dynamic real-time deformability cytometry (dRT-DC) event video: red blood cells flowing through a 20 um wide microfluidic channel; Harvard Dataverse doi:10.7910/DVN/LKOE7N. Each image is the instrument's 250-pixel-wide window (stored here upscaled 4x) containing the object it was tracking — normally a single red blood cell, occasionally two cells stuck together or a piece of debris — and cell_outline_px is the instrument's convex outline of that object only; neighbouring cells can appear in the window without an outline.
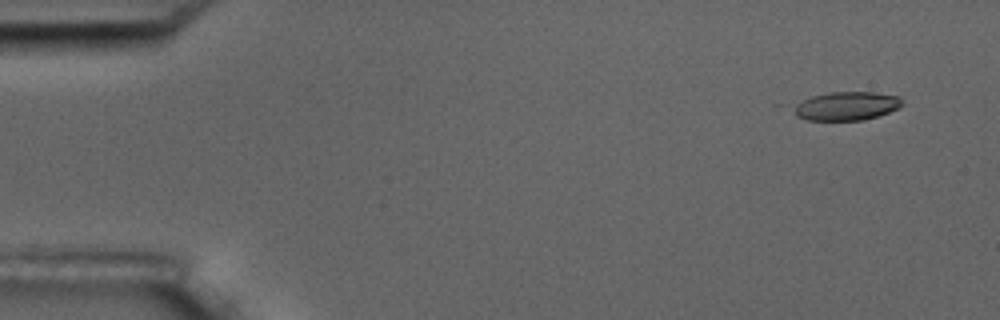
{"species": "common noctule bat (a hibernating species)", "species_latin": "Nyctalus noctula", "temperature_condition": "room temperature", "stored_images_in_passage": 10, "camera_frame_rate_fps": 3000, "um_per_image_px": 0.085, "animal": {"sex": "male", "body_mass_g": 17.5, "forearm_length_mm": 52.3}, "frame": {"image": 1, "passage_image": 2, "time_ms": 1.0, "image_size_px": [1000, 320], "cell_outline_px": [[904, 104], [900, 108], [864, 120], [808, 120], [796, 116], [796, 104], [812, 96], [828, 92], [876, 92], [900, 96]], "centroid_in_image_um": [72.03, 9.0], "position_along_channel_um": 13.0, "area_um2": 17.98}}
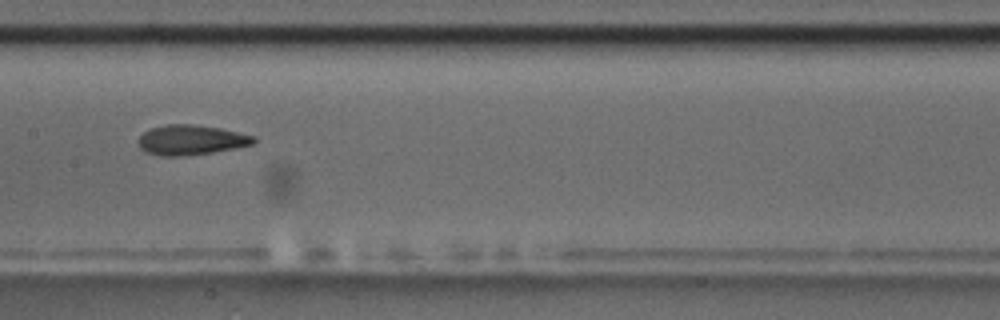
{"frame": {"image": 2, "passage_image": 9, "time_ms": 9.333, "image_size_px": [1000, 320], "cell_outline_px": [[256, 140], [252, 144], [212, 152], [180, 156], [160, 156], [148, 152], [140, 148], [140, 136], [144, 132], [152, 128], [168, 124], [192, 124], [220, 128], [256, 136]], "centroid_in_image_um": [16.25, 11.89], "position_along_channel_um": 191.2, "area_um2": 19.77}}
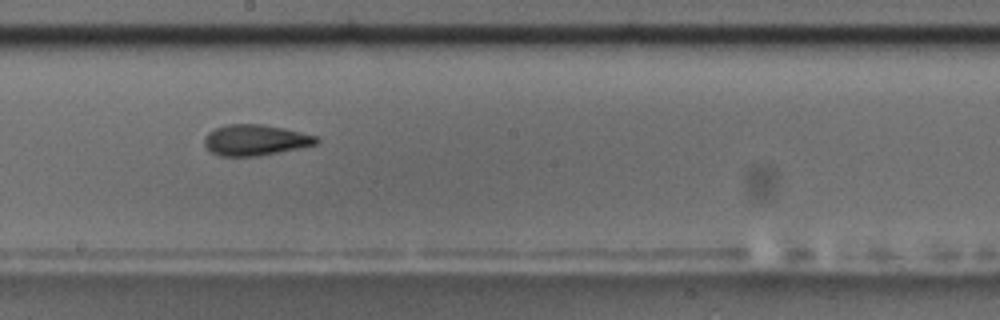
{"frame": {"image": 3, "passage_image": 10, "time_ms": 10.333, "image_size_px": [1000, 320], "cell_outline_px": [[320, 140], [316, 144], [256, 156], [220, 156], [204, 148], [204, 136], [208, 132], [216, 128], [228, 124], [260, 124], [284, 128], [320, 136]], "centroid_in_image_um": [21.68, 11.89], "position_along_channel_um": 226.5, "area_um2": 20.11}}